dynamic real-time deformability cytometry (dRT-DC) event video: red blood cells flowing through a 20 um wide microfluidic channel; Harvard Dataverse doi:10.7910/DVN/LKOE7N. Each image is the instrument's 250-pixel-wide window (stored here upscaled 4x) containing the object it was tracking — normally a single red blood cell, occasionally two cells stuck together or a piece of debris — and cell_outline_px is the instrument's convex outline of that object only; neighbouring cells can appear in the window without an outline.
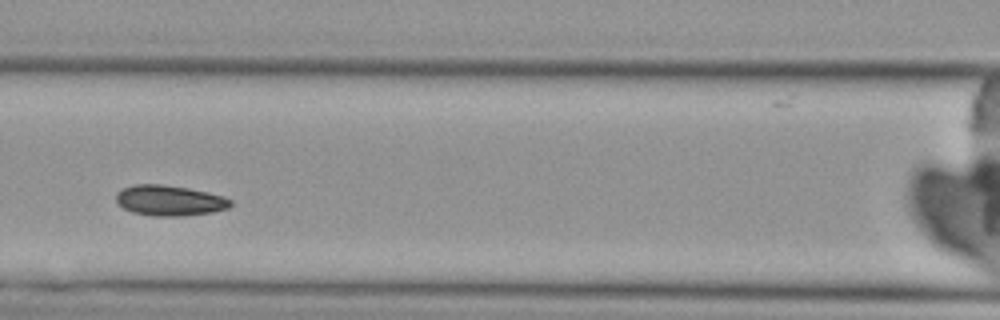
{"species": "Egyptian fruit bat (a non-hibernating species)", "species_latin": "Rousettus aegyptiacus", "temperature_condition": "cold", "stored_images_in_passage": 7, "camera_frame_rate_fps": 3000, "um_per_image_px": 0.085, "animal": {"sex": "female"}, "frame": {"image": 1, "passage_image": 3, "time_ms": 2.333, "image_size_px": [1000, 320], "cell_outline_px": [[232, 204], [228, 208], [212, 212], [180, 216], [152, 216], [132, 212], [124, 208], [116, 200], [116, 192], [124, 188], [136, 184], [160, 184], [188, 188], [224, 196], [232, 200]], "centroid_in_image_um": [14.42, 17.04], "position_along_channel_um": 152.2, "area_um2": 20.23}}
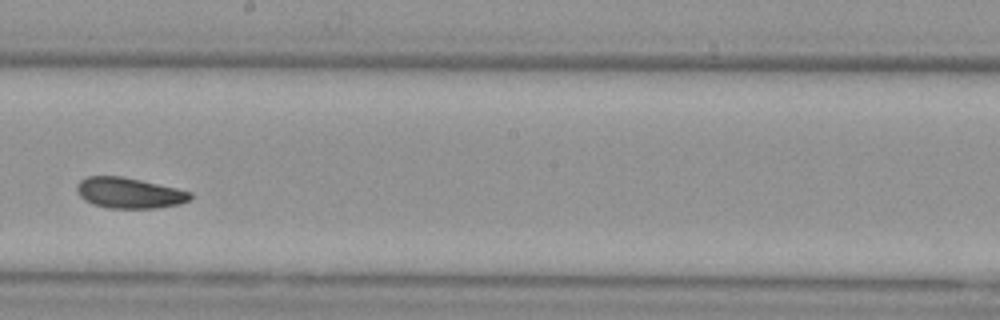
{"frame": {"image": 2, "passage_image": 5, "time_ms": 4.667, "image_size_px": [1000, 320], "cell_outline_px": [[192, 196], [188, 200], [180, 204], [160, 208], [108, 208], [92, 204], [84, 200], [76, 192], [76, 184], [84, 176], [120, 176], [140, 180], [176, 188], [192, 192]], "centroid_in_image_um": [10.94, 16.4], "position_along_channel_um": 237.3, "area_um2": 20.4}}
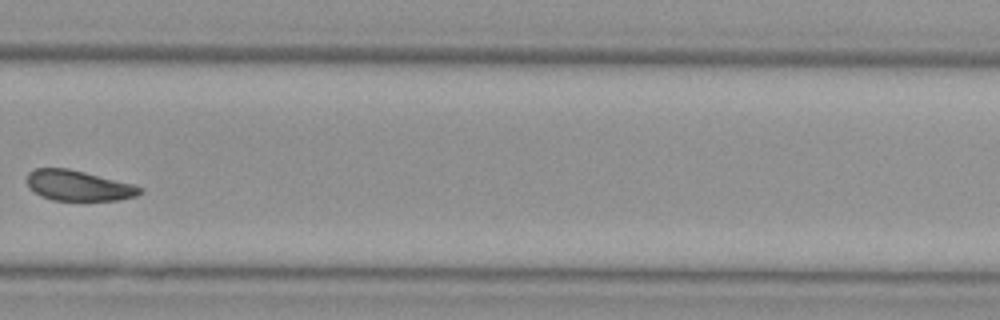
{"frame": {"image": 3, "passage_image": 7, "time_ms": 7.0, "image_size_px": [1000, 320], "cell_outline_px": [[144, 192], [136, 196], [120, 200], [52, 200], [40, 196], [28, 188], [28, 172], [36, 168], [68, 168], [132, 184], [144, 188]], "centroid_in_image_um": [6.67, 15.78], "position_along_channel_um": 323.1, "area_um2": 20.0}}